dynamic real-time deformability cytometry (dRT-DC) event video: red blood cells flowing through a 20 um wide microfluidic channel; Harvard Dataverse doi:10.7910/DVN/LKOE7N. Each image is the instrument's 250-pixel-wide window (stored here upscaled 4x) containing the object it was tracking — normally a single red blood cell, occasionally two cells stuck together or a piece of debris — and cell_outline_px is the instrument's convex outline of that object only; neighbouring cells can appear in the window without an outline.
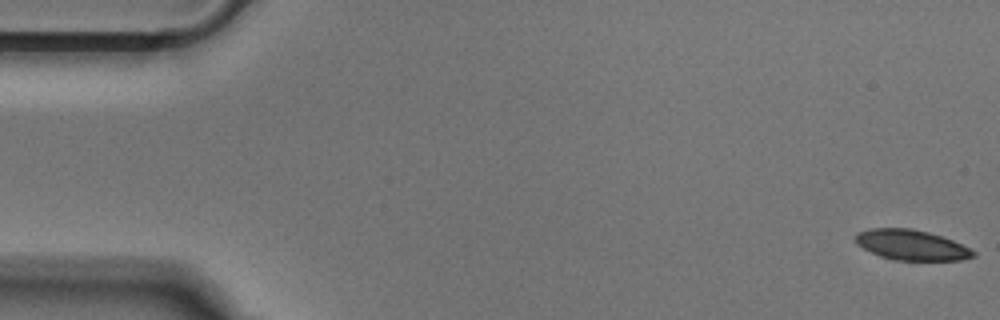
{"species": "Egyptian fruit bat (a non-hibernating species)", "species_latin": "Rousettus aegyptiacus", "temperature_condition": "cold", "stored_images_in_passage": 52, "camera_frame_rate_fps": 3000, "um_per_image_px": 0.085, "animal": {"sex": "male"}, "frame": {"image": 1, "passage_image": 1, "time_ms": 0.0, "image_size_px": [1000, 320], "cell_outline_px": [[976, 256], [960, 260], [896, 260], [880, 256], [856, 244], [856, 236], [860, 232], [868, 228], [912, 228], [928, 232], [952, 240], [976, 252]], "centroid_in_image_um": [77.47, 20.82], "position_along_channel_um": 7.5, "area_um2": 20.52}}
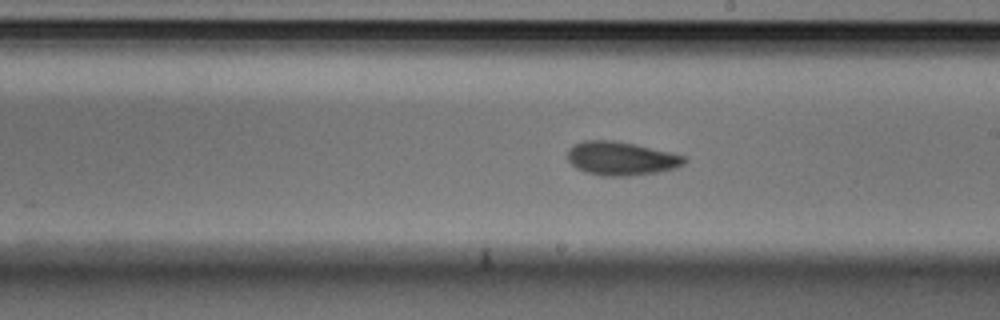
{"frame": {"image": 2, "passage_image": 29, "time_ms": 9.333, "image_size_px": [1000, 320], "cell_outline_px": [[688, 160], [684, 164], [676, 168], [656, 172], [628, 176], [600, 176], [584, 172], [576, 168], [568, 160], [568, 148], [584, 140], [612, 140], [636, 144], [684, 156]], "centroid_in_image_um": [52.78, 13.47], "position_along_channel_um": 236.2, "area_um2": 22.89}}
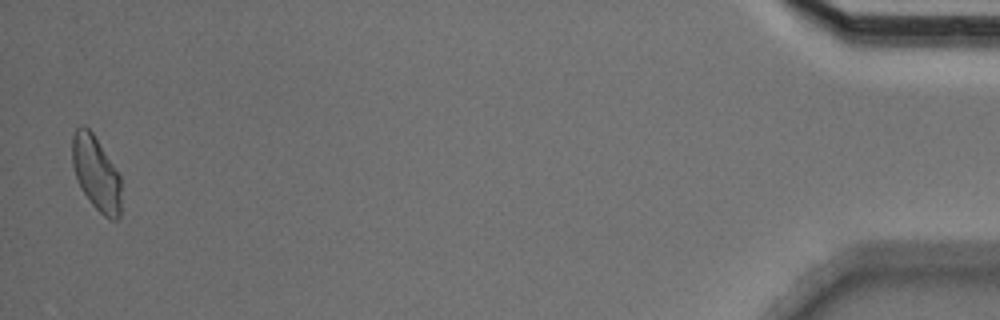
{"frame": {"image": 3, "passage_image": 51, "time_ms": 16.667, "image_size_px": [1000, 320], "cell_outline_px": [[120, 216], [116, 220], [112, 220], [104, 216], [92, 204], [80, 188], [72, 164], [72, 136], [76, 128], [80, 124], [84, 124], [92, 132], [120, 176]], "centroid_in_image_um": [8.15, 14.72], "position_along_channel_um": 427.1, "area_um2": 21.04}}